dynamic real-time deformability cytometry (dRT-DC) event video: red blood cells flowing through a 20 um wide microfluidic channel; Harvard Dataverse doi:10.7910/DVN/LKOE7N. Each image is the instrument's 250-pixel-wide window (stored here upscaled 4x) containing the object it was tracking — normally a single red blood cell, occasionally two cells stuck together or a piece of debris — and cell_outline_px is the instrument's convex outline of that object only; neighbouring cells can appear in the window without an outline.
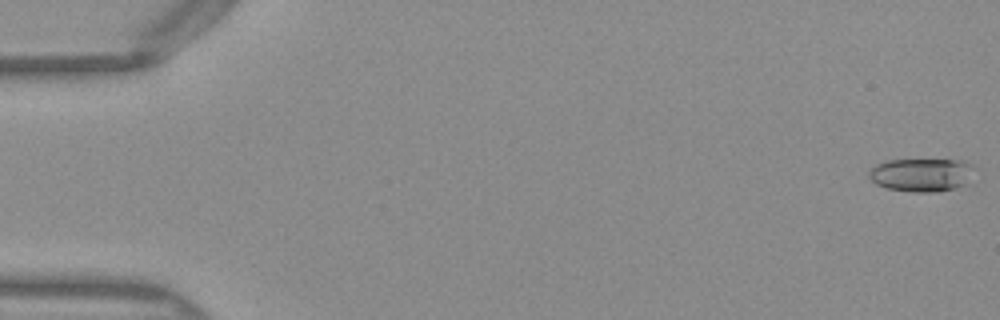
{"species": "Egyptian fruit bat (a non-hibernating species)", "species_latin": "Rousettus aegyptiacus", "temperature_condition": "warm", "stored_images_in_passage": 51, "camera_frame_rate_fps": 3000, "um_per_image_px": 0.085, "frame": {"image": 1, "passage_image": 1, "time_ms": 0.0, "image_size_px": [1000, 320], "cell_outline_px": [[976, 168], [968, 184], [956, 188], [936, 192], [912, 192], [888, 188], [876, 184], [868, 176], [868, 172], [876, 164], [888, 160], [960, 160], [972, 164]], "centroid_in_image_um": [78.38, 14.86], "position_along_channel_um": 6.6, "area_um2": 20.69}}
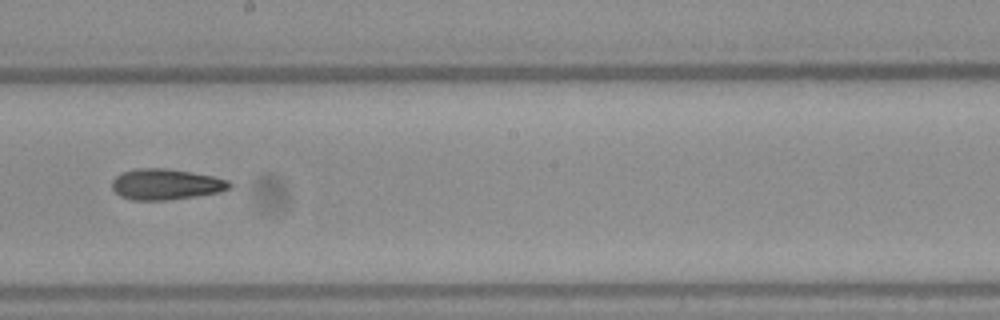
{"frame": {"image": 2, "passage_image": 29, "time_ms": 9.333, "image_size_px": [1000, 320], "cell_outline_px": [[232, 184], [228, 188], [216, 192], [196, 196], [168, 200], [132, 200], [120, 196], [112, 188], [112, 180], [120, 172], [136, 168], [164, 168], [212, 176], [228, 180]], "centroid_in_image_um": [14.03, 15.66], "position_along_channel_um": 234.2, "area_um2": 20.92}}
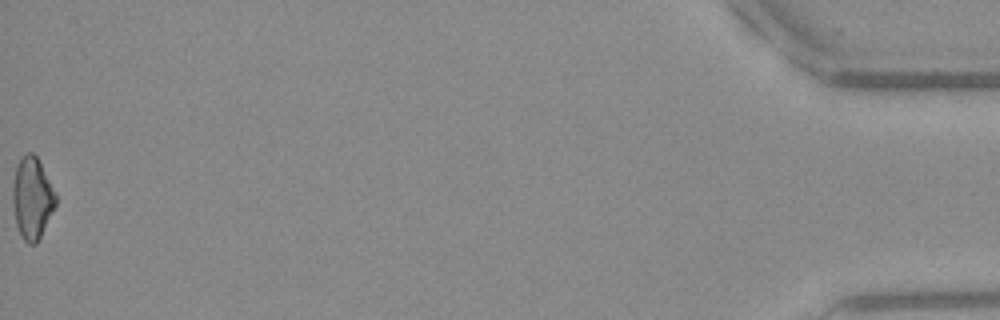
{"frame": {"image": 3, "passage_image": 51, "time_ms": 16.667, "image_size_px": [1000, 320], "cell_outline_px": [[56, 204], [36, 244], [28, 244], [24, 240], [16, 224], [12, 200], [12, 188], [16, 168], [20, 160], [28, 152], [32, 152], [36, 156], [56, 192]], "centroid_in_image_um": [2.73, 16.84], "position_along_channel_um": 432.5, "area_um2": 20.11}, "authors_computed_cell_mechanics": {"area_um2": 20.3456, "velocity_mm_per_s": 4.0609, "shape_relaxation_time_tau1_ms": null, "shape_relaxation_time_tau2_ms": 8.5607, "deformation_change_tau1": null, "deformation_change_tau2": 0.2061}}